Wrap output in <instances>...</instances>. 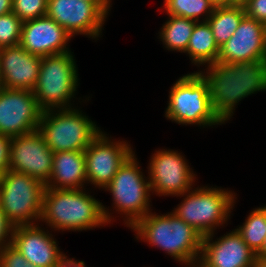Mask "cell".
I'll return each instance as SVG.
<instances>
[{"mask_svg": "<svg viewBox=\"0 0 266 267\" xmlns=\"http://www.w3.org/2000/svg\"><path fill=\"white\" fill-rule=\"evenodd\" d=\"M165 118L185 126L209 128L228 123L243 98L222 78L194 71L170 87Z\"/></svg>", "mask_w": 266, "mask_h": 267, "instance_id": "cell-1", "label": "cell"}, {"mask_svg": "<svg viewBox=\"0 0 266 267\" xmlns=\"http://www.w3.org/2000/svg\"><path fill=\"white\" fill-rule=\"evenodd\" d=\"M243 99L266 83V42L262 22L244 16L229 40L219 47L216 70Z\"/></svg>", "mask_w": 266, "mask_h": 267, "instance_id": "cell-2", "label": "cell"}, {"mask_svg": "<svg viewBox=\"0 0 266 267\" xmlns=\"http://www.w3.org/2000/svg\"><path fill=\"white\" fill-rule=\"evenodd\" d=\"M130 229L136 240L164 251L180 265L194 267L199 262L203 236L171 211L159 215L151 210Z\"/></svg>", "mask_w": 266, "mask_h": 267, "instance_id": "cell-3", "label": "cell"}, {"mask_svg": "<svg viewBox=\"0 0 266 267\" xmlns=\"http://www.w3.org/2000/svg\"><path fill=\"white\" fill-rule=\"evenodd\" d=\"M88 189L45 187L40 224L45 223L46 229L49 228L54 234L56 231L82 232L108 226L102 202L91 195Z\"/></svg>", "mask_w": 266, "mask_h": 267, "instance_id": "cell-4", "label": "cell"}, {"mask_svg": "<svg viewBox=\"0 0 266 267\" xmlns=\"http://www.w3.org/2000/svg\"><path fill=\"white\" fill-rule=\"evenodd\" d=\"M142 171L134 152L103 189L105 192H109L113 202L110 209L102 203V210L108 225L111 223L113 225V222L116 221L115 218L120 215L124 221L123 225L130 229L138 220L153 210L151 209L152 193L149 178ZM114 213L119 215L114 217Z\"/></svg>", "mask_w": 266, "mask_h": 267, "instance_id": "cell-5", "label": "cell"}, {"mask_svg": "<svg viewBox=\"0 0 266 267\" xmlns=\"http://www.w3.org/2000/svg\"><path fill=\"white\" fill-rule=\"evenodd\" d=\"M237 193L230 188L201 185L177 197L181 202L171 211L203 237L228 225L237 203Z\"/></svg>", "mask_w": 266, "mask_h": 267, "instance_id": "cell-6", "label": "cell"}, {"mask_svg": "<svg viewBox=\"0 0 266 267\" xmlns=\"http://www.w3.org/2000/svg\"><path fill=\"white\" fill-rule=\"evenodd\" d=\"M76 62L72 51L42 57L37 84L33 89L42 112L75 107L80 85Z\"/></svg>", "mask_w": 266, "mask_h": 267, "instance_id": "cell-7", "label": "cell"}, {"mask_svg": "<svg viewBox=\"0 0 266 267\" xmlns=\"http://www.w3.org/2000/svg\"><path fill=\"white\" fill-rule=\"evenodd\" d=\"M77 107L42 112L38 132L54 153L84 151L102 131Z\"/></svg>", "mask_w": 266, "mask_h": 267, "instance_id": "cell-8", "label": "cell"}, {"mask_svg": "<svg viewBox=\"0 0 266 267\" xmlns=\"http://www.w3.org/2000/svg\"><path fill=\"white\" fill-rule=\"evenodd\" d=\"M44 189L24 173L8 170L0 177V207L14 227L40 223Z\"/></svg>", "mask_w": 266, "mask_h": 267, "instance_id": "cell-9", "label": "cell"}, {"mask_svg": "<svg viewBox=\"0 0 266 267\" xmlns=\"http://www.w3.org/2000/svg\"><path fill=\"white\" fill-rule=\"evenodd\" d=\"M184 156L181 151L166 148L152 153L146 167L152 196L177 198L197 185L196 172Z\"/></svg>", "mask_w": 266, "mask_h": 267, "instance_id": "cell-10", "label": "cell"}, {"mask_svg": "<svg viewBox=\"0 0 266 267\" xmlns=\"http://www.w3.org/2000/svg\"><path fill=\"white\" fill-rule=\"evenodd\" d=\"M112 138L102 130L84 150L87 185H93V190H103L123 163L136 152L127 140Z\"/></svg>", "mask_w": 266, "mask_h": 267, "instance_id": "cell-11", "label": "cell"}, {"mask_svg": "<svg viewBox=\"0 0 266 267\" xmlns=\"http://www.w3.org/2000/svg\"><path fill=\"white\" fill-rule=\"evenodd\" d=\"M41 114L33 91H0V134L13 138L37 131Z\"/></svg>", "mask_w": 266, "mask_h": 267, "instance_id": "cell-12", "label": "cell"}, {"mask_svg": "<svg viewBox=\"0 0 266 267\" xmlns=\"http://www.w3.org/2000/svg\"><path fill=\"white\" fill-rule=\"evenodd\" d=\"M46 16L55 20L73 38L83 35L99 40L108 19L94 4L83 0H48Z\"/></svg>", "mask_w": 266, "mask_h": 267, "instance_id": "cell-13", "label": "cell"}, {"mask_svg": "<svg viewBox=\"0 0 266 267\" xmlns=\"http://www.w3.org/2000/svg\"><path fill=\"white\" fill-rule=\"evenodd\" d=\"M54 152L37 131L11 139L9 170L32 176L46 185L52 173Z\"/></svg>", "mask_w": 266, "mask_h": 267, "instance_id": "cell-14", "label": "cell"}, {"mask_svg": "<svg viewBox=\"0 0 266 267\" xmlns=\"http://www.w3.org/2000/svg\"><path fill=\"white\" fill-rule=\"evenodd\" d=\"M218 232L202 239L198 264L201 267H255L256 253L243 241L236 229L217 236ZM215 238V239H214Z\"/></svg>", "mask_w": 266, "mask_h": 267, "instance_id": "cell-15", "label": "cell"}, {"mask_svg": "<svg viewBox=\"0 0 266 267\" xmlns=\"http://www.w3.org/2000/svg\"><path fill=\"white\" fill-rule=\"evenodd\" d=\"M43 224L18 225L14 227L11 245L27 262L36 267H57L66 256L50 229Z\"/></svg>", "mask_w": 266, "mask_h": 267, "instance_id": "cell-16", "label": "cell"}, {"mask_svg": "<svg viewBox=\"0 0 266 267\" xmlns=\"http://www.w3.org/2000/svg\"><path fill=\"white\" fill-rule=\"evenodd\" d=\"M72 37L48 16L24 21L20 44L30 54L45 57L70 52Z\"/></svg>", "mask_w": 266, "mask_h": 267, "instance_id": "cell-17", "label": "cell"}, {"mask_svg": "<svg viewBox=\"0 0 266 267\" xmlns=\"http://www.w3.org/2000/svg\"><path fill=\"white\" fill-rule=\"evenodd\" d=\"M42 57L30 54L21 45L0 49L2 83L6 89L33 91Z\"/></svg>", "mask_w": 266, "mask_h": 267, "instance_id": "cell-18", "label": "cell"}, {"mask_svg": "<svg viewBox=\"0 0 266 267\" xmlns=\"http://www.w3.org/2000/svg\"><path fill=\"white\" fill-rule=\"evenodd\" d=\"M50 189H82L87 187L84 151L54 153L52 173L45 185Z\"/></svg>", "mask_w": 266, "mask_h": 267, "instance_id": "cell-19", "label": "cell"}, {"mask_svg": "<svg viewBox=\"0 0 266 267\" xmlns=\"http://www.w3.org/2000/svg\"><path fill=\"white\" fill-rule=\"evenodd\" d=\"M184 53L189 57L192 65L197 68L205 67V69L203 67L197 71L213 73L216 70L219 47L207 21H200L195 24L187 50Z\"/></svg>", "mask_w": 266, "mask_h": 267, "instance_id": "cell-20", "label": "cell"}, {"mask_svg": "<svg viewBox=\"0 0 266 267\" xmlns=\"http://www.w3.org/2000/svg\"><path fill=\"white\" fill-rule=\"evenodd\" d=\"M158 34L159 41L168 51L184 53L187 50L195 24L194 20L167 15Z\"/></svg>", "mask_w": 266, "mask_h": 267, "instance_id": "cell-21", "label": "cell"}, {"mask_svg": "<svg viewBox=\"0 0 266 267\" xmlns=\"http://www.w3.org/2000/svg\"><path fill=\"white\" fill-rule=\"evenodd\" d=\"M244 16L245 9L242 5H231L214 9L207 22L211 27L218 47H221L229 40Z\"/></svg>", "mask_w": 266, "mask_h": 267, "instance_id": "cell-22", "label": "cell"}, {"mask_svg": "<svg viewBox=\"0 0 266 267\" xmlns=\"http://www.w3.org/2000/svg\"><path fill=\"white\" fill-rule=\"evenodd\" d=\"M245 218V222L235 229L247 246L257 254L262 249L266 237V204L253 208Z\"/></svg>", "mask_w": 266, "mask_h": 267, "instance_id": "cell-23", "label": "cell"}, {"mask_svg": "<svg viewBox=\"0 0 266 267\" xmlns=\"http://www.w3.org/2000/svg\"><path fill=\"white\" fill-rule=\"evenodd\" d=\"M166 15H172L194 20L207 21L214 11L209 0H164L163 6Z\"/></svg>", "mask_w": 266, "mask_h": 267, "instance_id": "cell-24", "label": "cell"}, {"mask_svg": "<svg viewBox=\"0 0 266 267\" xmlns=\"http://www.w3.org/2000/svg\"><path fill=\"white\" fill-rule=\"evenodd\" d=\"M22 23L13 12L0 16V49L20 44Z\"/></svg>", "mask_w": 266, "mask_h": 267, "instance_id": "cell-25", "label": "cell"}, {"mask_svg": "<svg viewBox=\"0 0 266 267\" xmlns=\"http://www.w3.org/2000/svg\"><path fill=\"white\" fill-rule=\"evenodd\" d=\"M48 0H12V12L22 21L46 16Z\"/></svg>", "mask_w": 266, "mask_h": 267, "instance_id": "cell-26", "label": "cell"}, {"mask_svg": "<svg viewBox=\"0 0 266 267\" xmlns=\"http://www.w3.org/2000/svg\"><path fill=\"white\" fill-rule=\"evenodd\" d=\"M0 267H36L27 260L11 244L0 251Z\"/></svg>", "mask_w": 266, "mask_h": 267, "instance_id": "cell-27", "label": "cell"}, {"mask_svg": "<svg viewBox=\"0 0 266 267\" xmlns=\"http://www.w3.org/2000/svg\"><path fill=\"white\" fill-rule=\"evenodd\" d=\"M243 6L246 16L263 24L266 23V0H247Z\"/></svg>", "mask_w": 266, "mask_h": 267, "instance_id": "cell-28", "label": "cell"}, {"mask_svg": "<svg viewBox=\"0 0 266 267\" xmlns=\"http://www.w3.org/2000/svg\"><path fill=\"white\" fill-rule=\"evenodd\" d=\"M11 137L0 134V177L9 170Z\"/></svg>", "mask_w": 266, "mask_h": 267, "instance_id": "cell-29", "label": "cell"}, {"mask_svg": "<svg viewBox=\"0 0 266 267\" xmlns=\"http://www.w3.org/2000/svg\"><path fill=\"white\" fill-rule=\"evenodd\" d=\"M14 226L6 217L4 211L0 207V251L11 244Z\"/></svg>", "mask_w": 266, "mask_h": 267, "instance_id": "cell-30", "label": "cell"}, {"mask_svg": "<svg viewBox=\"0 0 266 267\" xmlns=\"http://www.w3.org/2000/svg\"><path fill=\"white\" fill-rule=\"evenodd\" d=\"M94 4L106 17L110 15L113 0H83Z\"/></svg>", "mask_w": 266, "mask_h": 267, "instance_id": "cell-31", "label": "cell"}, {"mask_svg": "<svg viewBox=\"0 0 266 267\" xmlns=\"http://www.w3.org/2000/svg\"><path fill=\"white\" fill-rule=\"evenodd\" d=\"M57 267H87L83 260H77L75 257L69 258L65 256Z\"/></svg>", "mask_w": 266, "mask_h": 267, "instance_id": "cell-32", "label": "cell"}, {"mask_svg": "<svg viewBox=\"0 0 266 267\" xmlns=\"http://www.w3.org/2000/svg\"><path fill=\"white\" fill-rule=\"evenodd\" d=\"M12 12V0H0V16Z\"/></svg>", "mask_w": 266, "mask_h": 267, "instance_id": "cell-33", "label": "cell"}, {"mask_svg": "<svg viewBox=\"0 0 266 267\" xmlns=\"http://www.w3.org/2000/svg\"><path fill=\"white\" fill-rule=\"evenodd\" d=\"M214 8L229 6V0H209Z\"/></svg>", "mask_w": 266, "mask_h": 267, "instance_id": "cell-34", "label": "cell"}, {"mask_svg": "<svg viewBox=\"0 0 266 267\" xmlns=\"http://www.w3.org/2000/svg\"><path fill=\"white\" fill-rule=\"evenodd\" d=\"M257 259H266V237L262 249L256 254Z\"/></svg>", "mask_w": 266, "mask_h": 267, "instance_id": "cell-35", "label": "cell"}, {"mask_svg": "<svg viewBox=\"0 0 266 267\" xmlns=\"http://www.w3.org/2000/svg\"><path fill=\"white\" fill-rule=\"evenodd\" d=\"M247 0H229V6L231 5H244Z\"/></svg>", "mask_w": 266, "mask_h": 267, "instance_id": "cell-36", "label": "cell"}, {"mask_svg": "<svg viewBox=\"0 0 266 267\" xmlns=\"http://www.w3.org/2000/svg\"><path fill=\"white\" fill-rule=\"evenodd\" d=\"M255 267H266V259H257Z\"/></svg>", "mask_w": 266, "mask_h": 267, "instance_id": "cell-37", "label": "cell"}, {"mask_svg": "<svg viewBox=\"0 0 266 267\" xmlns=\"http://www.w3.org/2000/svg\"><path fill=\"white\" fill-rule=\"evenodd\" d=\"M4 88L2 83L1 67H0V91Z\"/></svg>", "mask_w": 266, "mask_h": 267, "instance_id": "cell-38", "label": "cell"}, {"mask_svg": "<svg viewBox=\"0 0 266 267\" xmlns=\"http://www.w3.org/2000/svg\"><path fill=\"white\" fill-rule=\"evenodd\" d=\"M264 30H265V42H266V23L264 24Z\"/></svg>", "mask_w": 266, "mask_h": 267, "instance_id": "cell-39", "label": "cell"}, {"mask_svg": "<svg viewBox=\"0 0 266 267\" xmlns=\"http://www.w3.org/2000/svg\"><path fill=\"white\" fill-rule=\"evenodd\" d=\"M194 267H201L198 263Z\"/></svg>", "mask_w": 266, "mask_h": 267, "instance_id": "cell-40", "label": "cell"}]
</instances>
